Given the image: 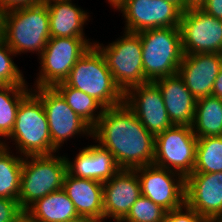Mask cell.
Here are the masks:
<instances>
[{
  "mask_svg": "<svg viewBox=\"0 0 222 222\" xmlns=\"http://www.w3.org/2000/svg\"><path fill=\"white\" fill-rule=\"evenodd\" d=\"M92 137L108 150L121 169H135L154 162L155 136L125 102L104 108Z\"/></svg>",
  "mask_w": 222,
  "mask_h": 222,
  "instance_id": "1",
  "label": "cell"
},
{
  "mask_svg": "<svg viewBox=\"0 0 222 222\" xmlns=\"http://www.w3.org/2000/svg\"><path fill=\"white\" fill-rule=\"evenodd\" d=\"M64 83L93 97L103 108L124 102V94L114 82L103 54L95 45L76 62Z\"/></svg>",
  "mask_w": 222,
  "mask_h": 222,
  "instance_id": "2",
  "label": "cell"
},
{
  "mask_svg": "<svg viewBox=\"0 0 222 222\" xmlns=\"http://www.w3.org/2000/svg\"><path fill=\"white\" fill-rule=\"evenodd\" d=\"M142 43L145 80L155 82L177 74L183 50L179 27H161L138 32Z\"/></svg>",
  "mask_w": 222,
  "mask_h": 222,
  "instance_id": "3",
  "label": "cell"
},
{
  "mask_svg": "<svg viewBox=\"0 0 222 222\" xmlns=\"http://www.w3.org/2000/svg\"><path fill=\"white\" fill-rule=\"evenodd\" d=\"M11 138L23 157L51 155L58 150L52 145L47 116L41 99L30 92L21 102ZM18 147V148H17Z\"/></svg>",
  "mask_w": 222,
  "mask_h": 222,
  "instance_id": "4",
  "label": "cell"
},
{
  "mask_svg": "<svg viewBox=\"0 0 222 222\" xmlns=\"http://www.w3.org/2000/svg\"><path fill=\"white\" fill-rule=\"evenodd\" d=\"M50 39L49 11L45 2L8 11L4 40L15 52H43Z\"/></svg>",
  "mask_w": 222,
  "mask_h": 222,
  "instance_id": "5",
  "label": "cell"
},
{
  "mask_svg": "<svg viewBox=\"0 0 222 222\" xmlns=\"http://www.w3.org/2000/svg\"><path fill=\"white\" fill-rule=\"evenodd\" d=\"M67 173L65 156L39 155L23 158L18 203L25 212L44 196L63 189Z\"/></svg>",
  "mask_w": 222,
  "mask_h": 222,
  "instance_id": "6",
  "label": "cell"
},
{
  "mask_svg": "<svg viewBox=\"0 0 222 222\" xmlns=\"http://www.w3.org/2000/svg\"><path fill=\"white\" fill-rule=\"evenodd\" d=\"M124 33L108 46L94 43L103 54L114 82L123 94L133 87L147 83L143 72L140 35L127 31Z\"/></svg>",
  "mask_w": 222,
  "mask_h": 222,
  "instance_id": "7",
  "label": "cell"
},
{
  "mask_svg": "<svg viewBox=\"0 0 222 222\" xmlns=\"http://www.w3.org/2000/svg\"><path fill=\"white\" fill-rule=\"evenodd\" d=\"M196 146L197 137L192 127L173 125L155 136L153 165L186 178L195 167Z\"/></svg>",
  "mask_w": 222,
  "mask_h": 222,
  "instance_id": "8",
  "label": "cell"
},
{
  "mask_svg": "<svg viewBox=\"0 0 222 222\" xmlns=\"http://www.w3.org/2000/svg\"><path fill=\"white\" fill-rule=\"evenodd\" d=\"M94 45L86 38L50 37L40 57L35 87H54L64 82L76 62Z\"/></svg>",
  "mask_w": 222,
  "mask_h": 222,
  "instance_id": "9",
  "label": "cell"
},
{
  "mask_svg": "<svg viewBox=\"0 0 222 222\" xmlns=\"http://www.w3.org/2000/svg\"><path fill=\"white\" fill-rule=\"evenodd\" d=\"M183 54H222V20L207 14L201 8L182 12L179 25Z\"/></svg>",
  "mask_w": 222,
  "mask_h": 222,
  "instance_id": "10",
  "label": "cell"
},
{
  "mask_svg": "<svg viewBox=\"0 0 222 222\" xmlns=\"http://www.w3.org/2000/svg\"><path fill=\"white\" fill-rule=\"evenodd\" d=\"M43 104L52 145L58 150L74 135L85 134L92 137V128L67 104L54 87H36L32 90Z\"/></svg>",
  "mask_w": 222,
  "mask_h": 222,
  "instance_id": "11",
  "label": "cell"
},
{
  "mask_svg": "<svg viewBox=\"0 0 222 222\" xmlns=\"http://www.w3.org/2000/svg\"><path fill=\"white\" fill-rule=\"evenodd\" d=\"M116 10L125 17V31L138 33L161 27H179L183 10L166 0H125Z\"/></svg>",
  "mask_w": 222,
  "mask_h": 222,
  "instance_id": "12",
  "label": "cell"
},
{
  "mask_svg": "<svg viewBox=\"0 0 222 222\" xmlns=\"http://www.w3.org/2000/svg\"><path fill=\"white\" fill-rule=\"evenodd\" d=\"M135 171L140 180L141 195L167 212L184 206L185 178L182 175L153 164L137 167Z\"/></svg>",
  "mask_w": 222,
  "mask_h": 222,
  "instance_id": "13",
  "label": "cell"
},
{
  "mask_svg": "<svg viewBox=\"0 0 222 222\" xmlns=\"http://www.w3.org/2000/svg\"><path fill=\"white\" fill-rule=\"evenodd\" d=\"M185 204L207 222L222 220V172L192 173L186 177Z\"/></svg>",
  "mask_w": 222,
  "mask_h": 222,
  "instance_id": "14",
  "label": "cell"
},
{
  "mask_svg": "<svg viewBox=\"0 0 222 222\" xmlns=\"http://www.w3.org/2000/svg\"><path fill=\"white\" fill-rule=\"evenodd\" d=\"M124 102L154 136L173 126L160 88L155 82H147L131 88L124 94Z\"/></svg>",
  "mask_w": 222,
  "mask_h": 222,
  "instance_id": "15",
  "label": "cell"
},
{
  "mask_svg": "<svg viewBox=\"0 0 222 222\" xmlns=\"http://www.w3.org/2000/svg\"><path fill=\"white\" fill-rule=\"evenodd\" d=\"M141 196V185L135 169H120L103 183L104 219L121 222Z\"/></svg>",
  "mask_w": 222,
  "mask_h": 222,
  "instance_id": "16",
  "label": "cell"
},
{
  "mask_svg": "<svg viewBox=\"0 0 222 222\" xmlns=\"http://www.w3.org/2000/svg\"><path fill=\"white\" fill-rule=\"evenodd\" d=\"M222 68V54L199 53L183 55L178 74L187 89L200 99L212 95L214 81Z\"/></svg>",
  "mask_w": 222,
  "mask_h": 222,
  "instance_id": "17",
  "label": "cell"
},
{
  "mask_svg": "<svg viewBox=\"0 0 222 222\" xmlns=\"http://www.w3.org/2000/svg\"><path fill=\"white\" fill-rule=\"evenodd\" d=\"M63 190L73 202L76 212L83 221L105 222L102 182L78 178L67 172L63 180Z\"/></svg>",
  "mask_w": 222,
  "mask_h": 222,
  "instance_id": "18",
  "label": "cell"
},
{
  "mask_svg": "<svg viewBox=\"0 0 222 222\" xmlns=\"http://www.w3.org/2000/svg\"><path fill=\"white\" fill-rule=\"evenodd\" d=\"M160 88L168 117L173 125L191 127L197 99L187 89L179 74L155 81Z\"/></svg>",
  "mask_w": 222,
  "mask_h": 222,
  "instance_id": "19",
  "label": "cell"
},
{
  "mask_svg": "<svg viewBox=\"0 0 222 222\" xmlns=\"http://www.w3.org/2000/svg\"><path fill=\"white\" fill-rule=\"evenodd\" d=\"M68 159L66 157L67 172L70 175L102 183L110 180L121 169L114 156L99 144L84 147L74 162Z\"/></svg>",
  "mask_w": 222,
  "mask_h": 222,
  "instance_id": "20",
  "label": "cell"
},
{
  "mask_svg": "<svg viewBox=\"0 0 222 222\" xmlns=\"http://www.w3.org/2000/svg\"><path fill=\"white\" fill-rule=\"evenodd\" d=\"M49 11L50 37L85 38L83 25L88 14L71 0H45Z\"/></svg>",
  "mask_w": 222,
  "mask_h": 222,
  "instance_id": "21",
  "label": "cell"
},
{
  "mask_svg": "<svg viewBox=\"0 0 222 222\" xmlns=\"http://www.w3.org/2000/svg\"><path fill=\"white\" fill-rule=\"evenodd\" d=\"M24 213L33 222H83L63 189L37 200Z\"/></svg>",
  "mask_w": 222,
  "mask_h": 222,
  "instance_id": "22",
  "label": "cell"
},
{
  "mask_svg": "<svg viewBox=\"0 0 222 222\" xmlns=\"http://www.w3.org/2000/svg\"><path fill=\"white\" fill-rule=\"evenodd\" d=\"M191 127L197 138L222 136V99L213 95L197 99Z\"/></svg>",
  "mask_w": 222,
  "mask_h": 222,
  "instance_id": "23",
  "label": "cell"
},
{
  "mask_svg": "<svg viewBox=\"0 0 222 222\" xmlns=\"http://www.w3.org/2000/svg\"><path fill=\"white\" fill-rule=\"evenodd\" d=\"M8 146L0 143V198L18 200L23 156L11 155Z\"/></svg>",
  "mask_w": 222,
  "mask_h": 222,
  "instance_id": "24",
  "label": "cell"
},
{
  "mask_svg": "<svg viewBox=\"0 0 222 222\" xmlns=\"http://www.w3.org/2000/svg\"><path fill=\"white\" fill-rule=\"evenodd\" d=\"M54 88L63 96L68 106L92 129L96 126L104 110L97 100L64 82L57 83ZM97 109L100 111H96Z\"/></svg>",
  "mask_w": 222,
  "mask_h": 222,
  "instance_id": "25",
  "label": "cell"
},
{
  "mask_svg": "<svg viewBox=\"0 0 222 222\" xmlns=\"http://www.w3.org/2000/svg\"><path fill=\"white\" fill-rule=\"evenodd\" d=\"M26 85H0V136L3 138L12 132L20 102L32 91Z\"/></svg>",
  "mask_w": 222,
  "mask_h": 222,
  "instance_id": "26",
  "label": "cell"
},
{
  "mask_svg": "<svg viewBox=\"0 0 222 222\" xmlns=\"http://www.w3.org/2000/svg\"><path fill=\"white\" fill-rule=\"evenodd\" d=\"M222 172V136L197 138L193 173Z\"/></svg>",
  "mask_w": 222,
  "mask_h": 222,
  "instance_id": "27",
  "label": "cell"
},
{
  "mask_svg": "<svg viewBox=\"0 0 222 222\" xmlns=\"http://www.w3.org/2000/svg\"><path fill=\"white\" fill-rule=\"evenodd\" d=\"M167 211L141 195L121 222H162Z\"/></svg>",
  "mask_w": 222,
  "mask_h": 222,
  "instance_id": "28",
  "label": "cell"
},
{
  "mask_svg": "<svg viewBox=\"0 0 222 222\" xmlns=\"http://www.w3.org/2000/svg\"><path fill=\"white\" fill-rule=\"evenodd\" d=\"M15 52L0 40V85H24L26 84L23 74L12 60Z\"/></svg>",
  "mask_w": 222,
  "mask_h": 222,
  "instance_id": "29",
  "label": "cell"
},
{
  "mask_svg": "<svg viewBox=\"0 0 222 222\" xmlns=\"http://www.w3.org/2000/svg\"><path fill=\"white\" fill-rule=\"evenodd\" d=\"M184 209V211H183ZM162 222H207L195 210L184 204V206L165 213Z\"/></svg>",
  "mask_w": 222,
  "mask_h": 222,
  "instance_id": "30",
  "label": "cell"
},
{
  "mask_svg": "<svg viewBox=\"0 0 222 222\" xmlns=\"http://www.w3.org/2000/svg\"><path fill=\"white\" fill-rule=\"evenodd\" d=\"M23 214L18 200L0 198V222H15Z\"/></svg>",
  "mask_w": 222,
  "mask_h": 222,
  "instance_id": "31",
  "label": "cell"
},
{
  "mask_svg": "<svg viewBox=\"0 0 222 222\" xmlns=\"http://www.w3.org/2000/svg\"><path fill=\"white\" fill-rule=\"evenodd\" d=\"M45 0H0V5L8 12L18 8L43 3Z\"/></svg>",
  "mask_w": 222,
  "mask_h": 222,
  "instance_id": "32",
  "label": "cell"
},
{
  "mask_svg": "<svg viewBox=\"0 0 222 222\" xmlns=\"http://www.w3.org/2000/svg\"><path fill=\"white\" fill-rule=\"evenodd\" d=\"M200 8L207 14L222 20V0H206Z\"/></svg>",
  "mask_w": 222,
  "mask_h": 222,
  "instance_id": "33",
  "label": "cell"
},
{
  "mask_svg": "<svg viewBox=\"0 0 222 222\" xmlns=\"http://www.w3.org/2000/svg\"><path fill=\"white\" fill-rule=\"evenodd\" d=\"M212 95L222 99V68L214 81Z\"/></svg>",
  "mask_w": 222,
  "mask_h": 222,
  "instance_id": "34",
  "label": "cell"
},
{
  "mask_svg": "<svg viewBox=\"0 0 222 222\" xmlns=\"http://www.w3.org/2000/svg\"><path fill=\"white\" fill-rule=\"evenodd\" d=\"M6 13L7 11L0 5V40L4 39Z\"/></svg>",
  "mask_w": 222,
  "mask_h": 222,
  "instance_id": "35",
  "label": "cell"
},
{
  "mask_svg": "<svg viewBox=\"0 0 222 222\" xmlns=\"http://www.w3.org/2000/svg\"><path fill=\"white\" fill-rule=\"evenodd\" d=\"M206 0H184V11L188 8H200Z\"/></svg>",
  "mask_w": 222,
  "mask_h": 222,
  "instance_id": "36",
  "label": "cell"
},
{
  "mask_svg": "<svg viewBox=\"0 0 222 222\" xmlns=\"http://www.w3.org/2000/svg\"><path fill=\"white\" fill-rule=\"evenodd\" d=\"M125 0H108V2L110 3V5H112L114 8H118L120 7Z\"/></svg>",
  "mask_w": 222,
  "mask_h": 222,
  "instance_id": "37",
  "label": "cell"
},
{
  "mask_svg": "<svg viewBox=\"0 0 222 222\" xmlns=\"http://www.w3.org/2000/svg\"><path fill=\"white\" fill-rule=\"evenodd\" d=\"M15 222H33L25 213Z\"/></svg>",
  "mask_w": 222,
  "mask_h": 222,
  "instance_id": "38",
  "label": "cell"
},
{
  "mask_svg": "<svg viewBox=\"0 0 222 222\" xmlns=\"http://www.w3.org/2000/svg\"><path fill=\"white\" fill-rule=\"evenodd\" d=\"M178 5L184 11V0H166Z\"/></svg>",
  "mask_w": 222,
  "mask_h": 222,
  "instance_id": "39",
  "label": "cell"
}]
</instances>
